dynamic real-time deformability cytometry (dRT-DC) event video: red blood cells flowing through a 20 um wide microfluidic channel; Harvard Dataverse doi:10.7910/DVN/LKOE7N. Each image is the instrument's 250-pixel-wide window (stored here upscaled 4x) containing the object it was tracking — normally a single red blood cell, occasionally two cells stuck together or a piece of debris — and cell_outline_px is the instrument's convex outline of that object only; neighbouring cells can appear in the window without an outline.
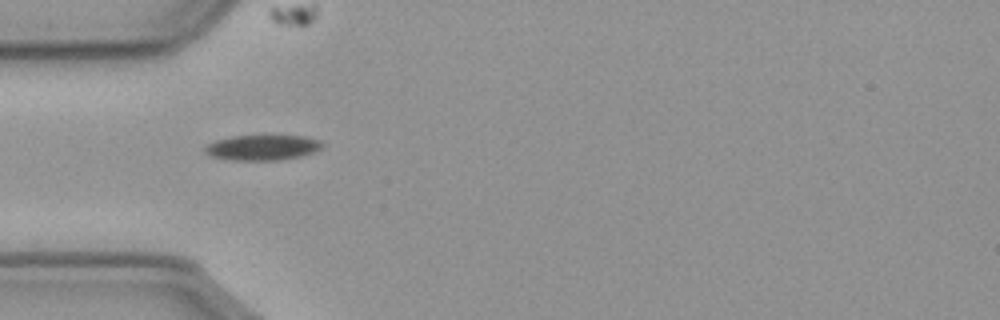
{"species": "common noctule bat (a hibernating species)", "species_latin": "Nyctalus noctula", "temperature_condition": "cold", "stored_images_in_passage": 10, "camera_frame_rate_fps": 3000, "um_per_image_px": 0.085, "animal": {"sex": "male", "body_mass_g": 23.1, "forearm_length_mm": 52.7}, "frame": {"image": 1, "passage_image": 1, "time_ms": 0.0, "image_size_px": [1000, 320], "cell_outline_px": [[324, 144], [320, 148], [312, 152], [300, 156], [280, 160], [232, 160], [212, 156], [204, 152], [204, 148], [208, 144], [216, 140], [232, 136], [304, 136], [320, 140]], "centroid_in_image_um": [22.3, 12.54], "position_along_channel_um": 62.7, "area_um2": 17.11}}
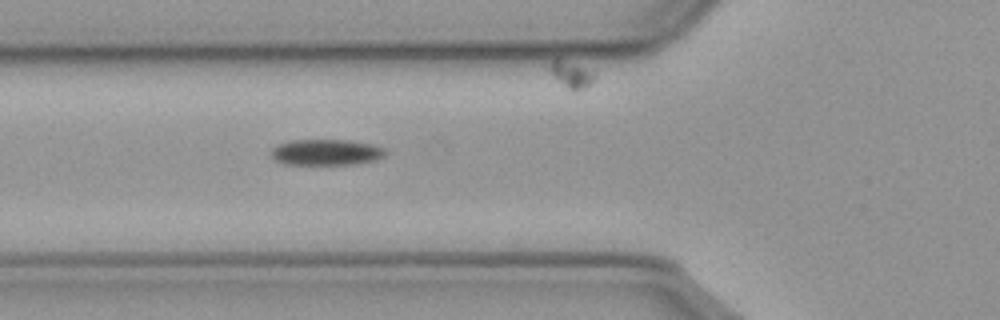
{"frame": {"image": 2, "passage_image": 4, "time_ms": 1.0, "image_size_px": [1000, 320], "cell_outline_px": [[388, 152], [384, 156], [372, 160], [352, 164], [284, 164], [276, 160], [272, 156], [272, 148], [276, 144], [292, 140], [348, 140], [372, 144], [384, 148]], "centroid_in_image_um": [27.71, 12.93], "position_along_channel_um": 98.1, "area_um2": 17.17}}